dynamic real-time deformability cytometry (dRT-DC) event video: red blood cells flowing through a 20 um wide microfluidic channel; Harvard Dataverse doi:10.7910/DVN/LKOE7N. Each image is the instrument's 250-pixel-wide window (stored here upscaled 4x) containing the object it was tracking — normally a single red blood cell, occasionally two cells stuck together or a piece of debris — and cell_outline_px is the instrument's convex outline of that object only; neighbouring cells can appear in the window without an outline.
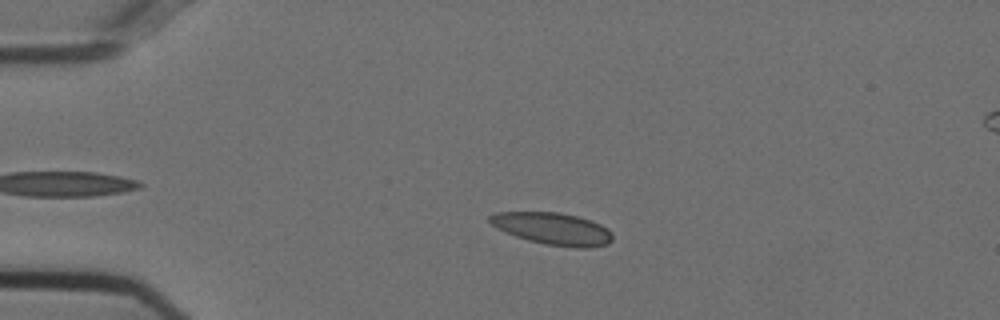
{"species": "Egyptian fruit bat (a non-hibernating species)", "species_latin": "Rousettus aegyptiacus", "temperature_condition": "cold", "stored_images_in_passage": 42, "camera_frame_rate_fps": 3000, "um_per_image_px": 0.085, "animal": {"sex": "female"}, "frame": {"image": 1, "passage_image": 5, "time_ms": 1.333, "image_size_px": [1000, 320], "cell_outline_px": [[612, 240], [608, 244], [588, 248], [576, 248], [544, 244], [528, 240], [504, 232], [496, 228], [488, 220], [488, 216], [496, 212], [560, 212], [576, 216], [600, 224], [608, 228], [612, 232]], "centroid_in_image_um": [46.97, 19.44], "position_along_channel_um": 38.0, "area_um2": 23.06}}
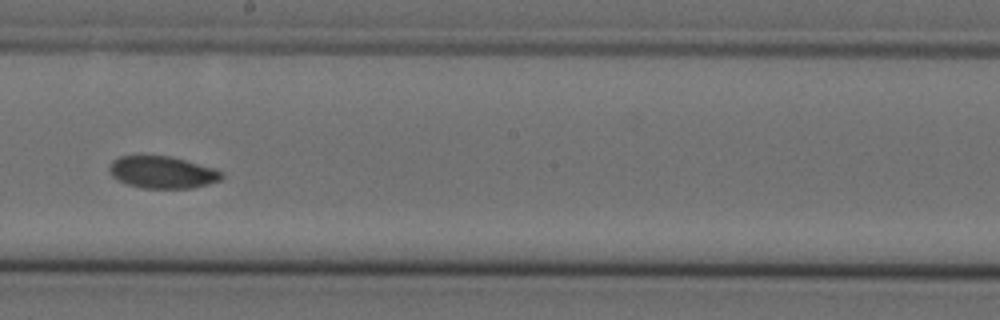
{"frame": {"image": 2, "passage_image": 24, "time_ms": 7.667, "image_size_px": [1000, 320], "cell_outline_px": [[224, 176], [220, 180], [208, 184], [192, 188], [140, 188], [128, 184], [112, 176], [108, 172], [108, 164], [112, 160], [120, 156], [168, 156], [184, 160], [212, 168], [224, 172]], "centroid_in_image_um": [13.77, 14.65], "position_along_channel_um": 234.4, "area_um2": 20.92}}
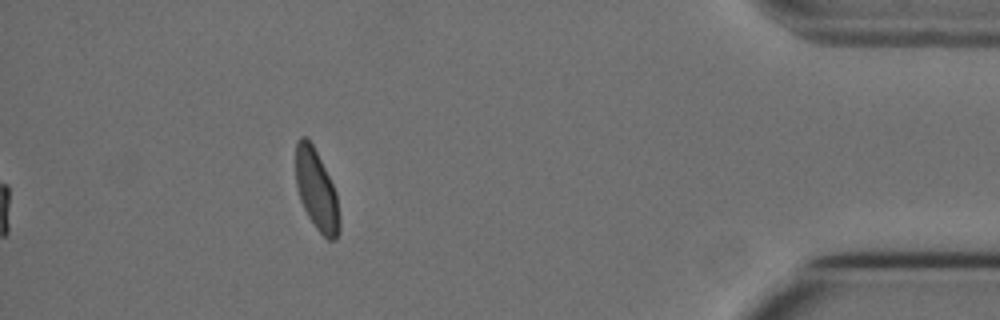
{"frame": {"image": 3, "passage_image": 42, "time_ms": 13.667, "image_size_px": [1000, 320], "cell_outline_px": [[340, 232], [336, 240], [328, 240], [316, 228], [308, 216], [300, 200], [296, 184], [296, 140], [300, 136], [304, 136], [312, 144], [336, 192], [340, 216]], "centroid_in_image_um": [26.91, 16.2], "position_along_channel_um": 408.3, "area_um2": 20.35}, "authors_computed_cell_mechanics": {"area_um2": 21.7617, "velocity_mm_per_s": 3.6968, "shape_relaxation_time_tau1_ms": null, "shape_relaxation_time_tau2_ms": 3.2015, "deformation_change_tau1": null, "deformation_change_tau2": 0.0519}}